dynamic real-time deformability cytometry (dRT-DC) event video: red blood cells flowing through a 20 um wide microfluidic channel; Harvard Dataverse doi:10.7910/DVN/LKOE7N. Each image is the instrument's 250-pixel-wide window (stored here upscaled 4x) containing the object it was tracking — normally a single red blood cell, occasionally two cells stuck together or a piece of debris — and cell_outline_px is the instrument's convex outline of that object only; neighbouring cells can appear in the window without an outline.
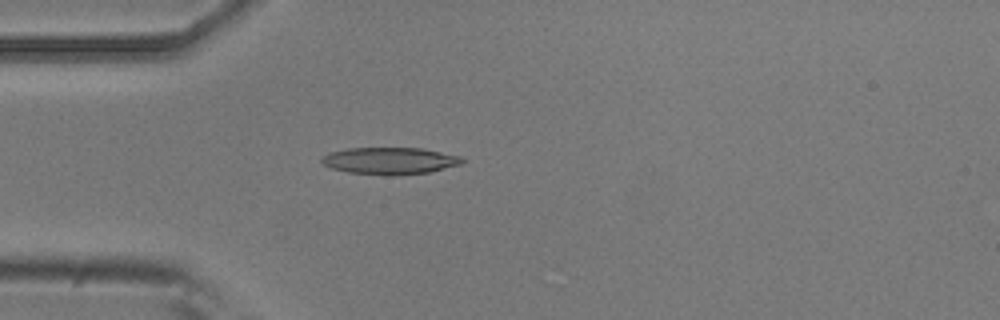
{"species": "common noctule bat (a hibernating species)", "species_latin": "Nyctalus noctula", "temperature_condition": "room temperature", "stored_images_in_passage": 4, "camera_frame_rate_fps": 3000, "um_per_image_px": 0.085, "animal": {"sex": "male", "body_mass_g": 20.5, "forearm_length_mm": 52.5}, "frame": {"image": 1, "passage_image": 4, "time_ms": 1.0, "image_size_px": [1000, 320], "cell_outline_px": [[464, 160], [460, 164], [428, 172], [348, 172], [332, 168], [324, 164], [320, 160], [328, 152], [348, 148], [420, 148], [460, 156]], "centroid_in_image_um": [33.1, 13.61], "position_along_channel_um": 51.9, "area_um2": 20.69}}